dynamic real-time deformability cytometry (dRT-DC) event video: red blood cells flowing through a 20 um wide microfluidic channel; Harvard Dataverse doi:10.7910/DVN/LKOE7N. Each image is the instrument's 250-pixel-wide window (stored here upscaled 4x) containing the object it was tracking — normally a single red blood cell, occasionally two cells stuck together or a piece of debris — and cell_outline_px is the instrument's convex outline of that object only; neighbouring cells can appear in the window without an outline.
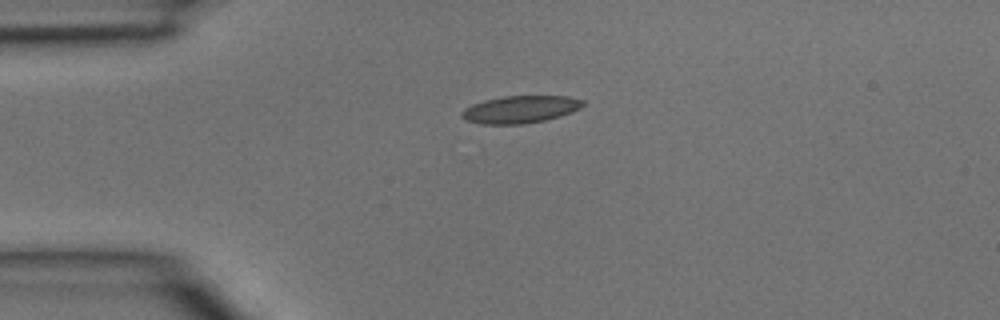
{"species": "common noctule bat (a hibernating species)", "species_latin": "Nyctalus noctula", "temperature_condition": "room temperature", "stored_images_in_passage": 1, "camera_frame_rate_fps": 3000, "um_per_image_px": 0.085, "animal": {"sex": "male", "body_mass_g": 15.6}, "frame": {"image": 1, "passage_image": 1, "time_ms": 0.0, "image_size_px": [1000, 320], "cell_outline_px": [[584, 104], [580, 108], [572, 112], [560, 116], [544, 120], [524, 124], [480, 124], [464, 120], [460, 116], [460, 112], [464, 108], [472, 104], [484, 100], [504, 96], [568, 96], [584, 100]], "centroid_in_image_um": [44.19, 9.3], "position_along_channel_um": 40.8, "area_um2": 19.48}}